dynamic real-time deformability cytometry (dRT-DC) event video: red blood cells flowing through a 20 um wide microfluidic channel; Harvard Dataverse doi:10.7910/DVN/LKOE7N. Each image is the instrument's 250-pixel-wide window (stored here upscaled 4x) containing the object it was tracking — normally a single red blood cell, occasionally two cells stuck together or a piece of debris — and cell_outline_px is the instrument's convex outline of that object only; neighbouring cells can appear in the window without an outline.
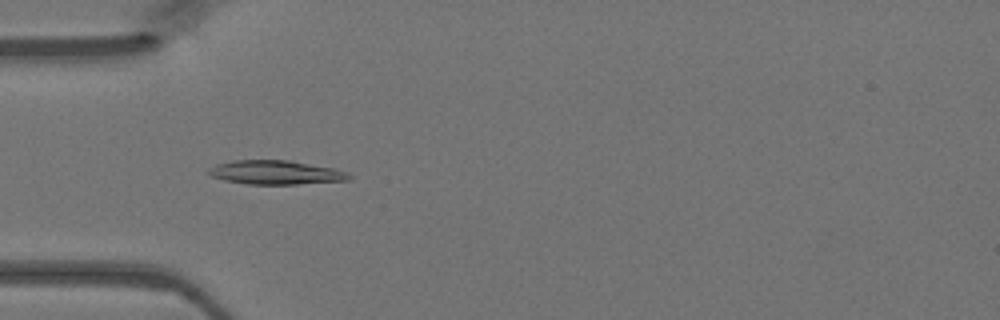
{"species": "Egyptian fruit bat (a non-hibernating species)", "species_latin": "Rousettus aegyptiacus", "temperature_condition": "warm", "stored_images_in_passage": 47, "camera_frame_rate_fps": 3000, "um_per_image_px": 0.085, "animal": {"sex": "female"}, "frame": {"image": 1, "passage_image": 14, "time_ms": 4.333, "image_size_px": [1000, 320], "cell_outline_px": [[352, 176], [348, 180], [296, 184], [248, 184], [224, 180], [212, 176], [208, 172], [208, 168], [216, 164], [232, 160], [292, 160], [332, 168], [348, 172]], "centroid_in_image_um": [23.42, 14.65], "position_along_channel_um": 61.6, "area_um2": 19.59}}
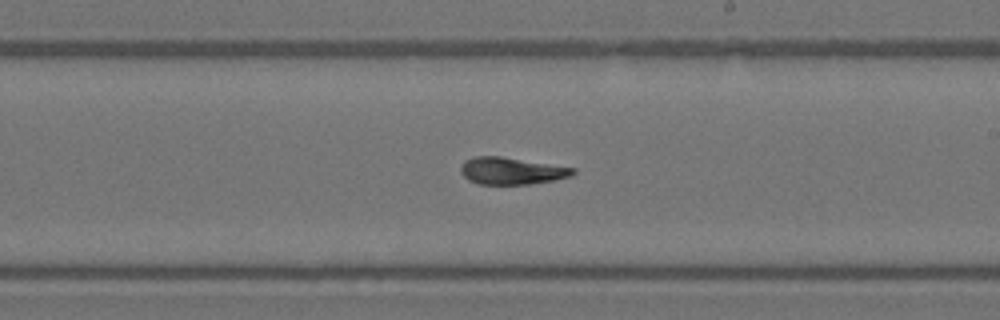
{"frame": {"image": 2, "passage_image": 27, "time_ms": 8.667, "image_size_px": [1000, 320], "cell_outline_px": [[576, 172], [572, 176], [552, 180], [528, 184], [476, 184], [468, 180], [460, 172], [460, 168], [464, 160], [472, 156], [500, 156], [576, 168]], "centroid_in_image_um": [43.44, 14.52], "position_along_channel_um": 245.6, "area_um2": 17.74}}
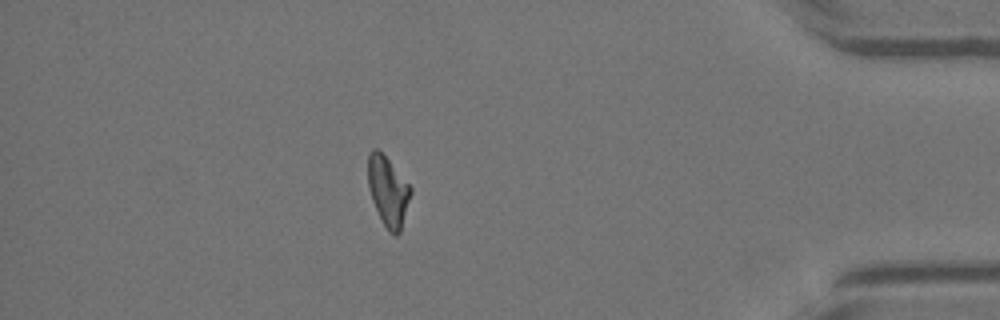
{"frame": {"image": 3, "passage_image": 41, "time_ms": 13.333, "image_size_px": [1000, 320], "cell_outline_px": [[412, 192], [400, 232], [396, 236], [388, 232], [372, 200], [368, 188], [368, 152], [372, 148], [376, 148], [388, 160], [412, 188]], "centroid_in_image_um": [32.97, 16.26], "position_along_channel_um": 402.2, "area_um2": 17.11}}